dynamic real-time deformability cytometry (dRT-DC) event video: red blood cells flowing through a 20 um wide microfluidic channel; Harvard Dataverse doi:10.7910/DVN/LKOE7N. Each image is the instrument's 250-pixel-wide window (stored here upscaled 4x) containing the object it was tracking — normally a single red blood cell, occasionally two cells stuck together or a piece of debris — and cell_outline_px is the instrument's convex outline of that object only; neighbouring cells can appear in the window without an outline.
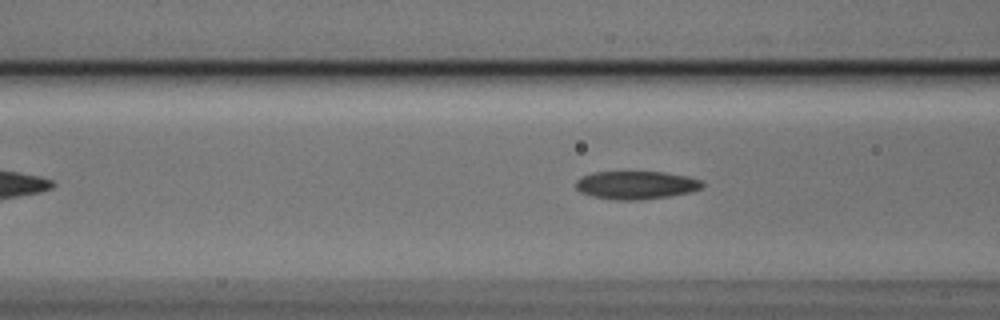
{"species": "Egyptian fruit bat (a non-hibernating species)", "species_latin": "Rousettus aegyptiacus", "temperature_condition": "cold", "stored_images_in_passage": 8, "camera_frame_rate_fps": 3000, "um_per_image_px": 0.085, "animal": {"sex": "male"}, "frame": {"image": 1, "passage_image": 8, "time_ms": 2.333, "image_size_px": [1000, 320], "cell_outline_px": [[704, 184], [700, 188], [692, 192], [668, 196], [640, 200], [612, 200], [592, 196], [580, 192], [576, 188], [576, 180], [580, 176], [592, 172], [664, 172], [688, 176], [700, 180]], "centroid_in_image_um": [54.03, 15.73], "position_along_channel_um": 112.6, "area_um2": 20.87}}